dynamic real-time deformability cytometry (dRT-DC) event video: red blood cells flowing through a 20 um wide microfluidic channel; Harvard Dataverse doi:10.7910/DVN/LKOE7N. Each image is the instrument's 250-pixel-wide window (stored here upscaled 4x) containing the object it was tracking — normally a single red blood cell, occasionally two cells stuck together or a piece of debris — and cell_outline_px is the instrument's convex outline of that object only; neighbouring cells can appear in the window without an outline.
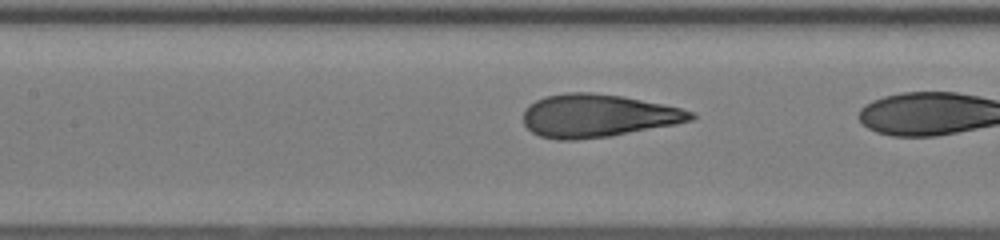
{"species": "human", "species_latin": "Homo sapiens", "temperature_condition": "room temperature", "stored_images_in_passage": 26, "camera_frame_rate_fps": 3000, "um_per_image_px": 0.085, "donor": {"sex": "female"}, "frame": {"image": 1, "passage_image": 25, "time_ms": 8.0, "image_size_px": [1000, 240], "cell_outline_px": [[696, 116], [692, 120], [676, 124], [608, 136], [576, 140], [556, 140], [540, 136], [532, 132], [524, 124], [524, 108], [528, 104], [544, 96], [564, 92], [592, 92], [624, 96], [664, 104], [680, 108], [692, 112]], "centroid_in_image_um": [50.77, 9.82], "position_along_channel_um": 156.6, "area_um2": 42.08}}